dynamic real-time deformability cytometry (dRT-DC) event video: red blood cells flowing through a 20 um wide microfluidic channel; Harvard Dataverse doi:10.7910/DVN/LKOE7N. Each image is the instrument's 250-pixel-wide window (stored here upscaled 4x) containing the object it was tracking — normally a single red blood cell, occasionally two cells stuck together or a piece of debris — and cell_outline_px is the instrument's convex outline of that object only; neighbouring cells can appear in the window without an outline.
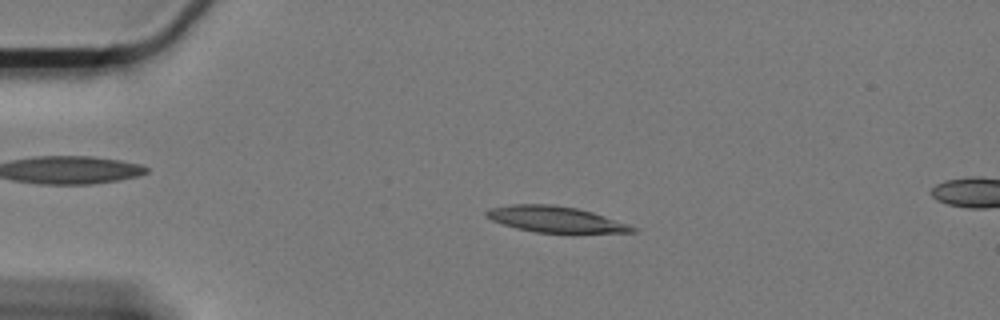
{"species": "Egyptian fruit bat (a non-hibernating species)", "species_latin": "Rousettus aegyptiacus", "temperature_condition": "cold", "stored_images_in_passage": 60, "camera_frame_rate_fps": 3000, "um_per_image_px": 0.085, "animal": {"sex": "female"}, "frame": {"image": 1, "passage_image": 13, "time_ms": 4.0, "image_size_px": [1000, 320], "cell_outline_px": [[640, 232], [572, 236], [536, 232], [516, 228], [492, 220], [484, 216], [484, 212], [488, 208], [512, 204], [552, 204], [576, 208], [592, 212], [640, 228]], "centroid_in_image_um": [47.34, 18.7], "position_along_channel_um": 37.7, "area_um2": 23.47}}
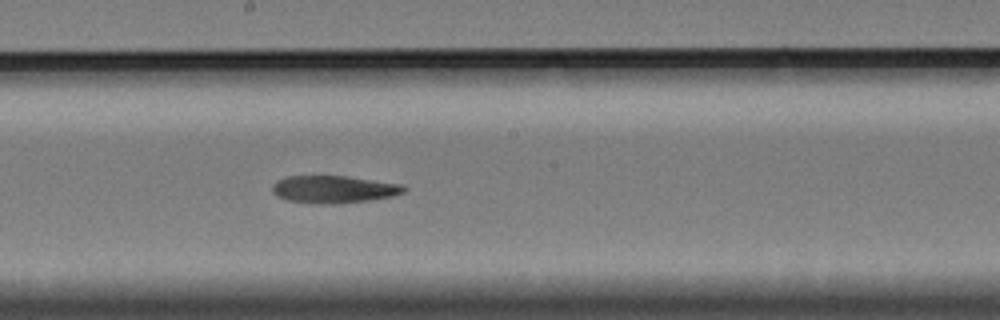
{"frame": {"image": 2, "passage_image": 33, "time_ms": 10.667, "image_size_px": [1000, 320], "cell_outline_px": [[408, 188], [404, 192], [392, 196], [368, 200], [336, 204], [320, 204], [288, 200], [276, 196], [272, 192], [272, 184], [276, 180], [288, 176], [344, 176], [400, 184]], "centroid_in_image_um": [28.32, 16.09], "position_along_channel_um": 219.9, "area_um2": 20.92}}
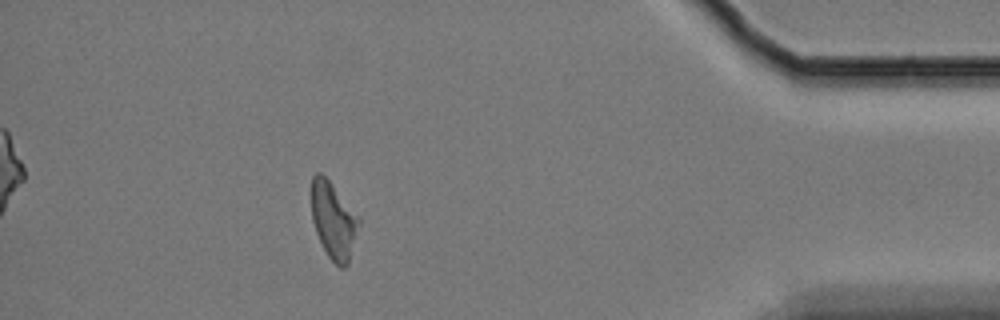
{"frame": {"image": 3, "passage_image": 54, "time_ms": 17.667, "image_size_px": [1000, 320], "cell_outline_px": [[360, 224], [348, 264], [344, 268], [340, 268], [328, 256], [316, 232], [312, 220], [312, 176], [316, 172], [320, 172], [332, 184], [360, 216]], "centroid_in_image_um": [28.37, 18.74], "position_along_channel_um": 406.8, "area_um2": 21.1}}